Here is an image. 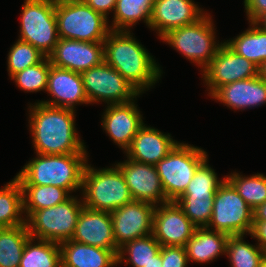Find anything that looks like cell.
Returning <instances> with one entry per match:
<instances>
[{"label": "cell", "instance_id": "6da1fadb", "mask_svg": "<svg viewBox=\"0 0 266 267\" xmlns=\"http://www.w3.org/2000/svg\"><path fill=\"white\" fill-rule=\"evenodd\" d=\"M29 128L35 153L61 155L87 153L78 135L73 109L53 107L37 101L30 104Z\"/></svg>", "mask_w": 266, "mask_h": 267}, {"label": "cell", "instance_id": "7a4b0ae2", "mask_svg": "<svg viewBox=\"0 0 266 267\" xmlns=\"http://www.w3.org/2000/svg\"><path fill=\"white\" fill-rule=\"evenodd\" d=\"M132 31H110L104 40V61L116 69L142 95L163 72L148 50L134 38Z\"/></svg>", "mask_w": 266, "mask_h": 267}, {"label": "cell", "instance_id": "3957f363", "mask_svg": "<svg viewBox=\"0 0 266 267\" xmlns=\"http://www.w3.org/2000/svg\"><path fill=\"white\" fill-rule=\"evenodd\" d=\"M36 156L15 176L21 185H52L69 194L82 189L88 153Z\"/></svg>", "mask_w": 266, "mask_h": 267}, {"label": "cell", "instance_id": "277c9868", "mask_svg": "<svg viewBox=\"0 0 266 267\" xmlns=\"http://www.w3.org/2000/svg\"><path fill=\"white\" fill-rule=\"evenodd\" d=\"M81 191L83 205L93 210L112 212L133 201L124 176L115 164L96 169L87 163Z\"/></svg>", "mask_w": 266, "mask_h": 267}, {"label": "cell", "instance_id": "5b68a950", "mask_svg": "<svg viewBox=\"0 0 266 267\" xmlns=\"http://www.w3.org/2000/svg\"><path fill=\"white\" fill-rule=\"evenodd\" d=\"M58 37L83 42H104L109 19L96 12L83 0L55 2Z\"/></svg>", "mask_w": 266, "mask_h": 267}, {"label": "cell", "instance_id": "8992f818", "mask_svg": "<svg viewBox=\"0 0 266 267\" xmlns=\"http://www.w3.org/2000/svg\"><path fill=\"white\" fill-rule=\"evenodd\" d=\"M214 27L212 16L205 13L196 22L171 29L160 39L203 71L224 43L216 40Z\"/></svg>", "mask_w": 266, "mask_h": 267}, {"label": "cell", "instance_id": "52a82bcc", "mask_svg": "<svg viewBox=\"0 0 266 267\" xmlns=\"http://www.w3.org/2000/svg\"><path fill=\"white\" fill-rule=\"evenodd\" d=\"M208 158L205 150L179 142L156 165L165 197L176 201L187 188L198 167Z\"/></svg>", "mask_w": 266, "mask_h": 267}, {"label": "cell", "instance_id": "ba28073f", "mask_svg": "<svg viewBox=\"0 0 266 267\" xmlns=\"http://www.w3.org/2000/svg\"><path fill=\"white\" fill-rule=\"evenodd\" d=\"M82 199L71 196L53 207L33 211L26 218V226L32 238L62 243L70 240L75 232Z\"/></svg>", "mask_w": 266, "mask_h": 267}, {"label": "cell", "instance_id": "9c48e42d", "mask_svg": "<svg viewBox=\"0 0 266 267\" xmlns=\"http://www.w3.org/2000/svg\"><path fill=\"white\" fill-rule=\"evenodd\" d=\"M206 227L229 236L251 234L253 211L227 179L214 195L212 216Z\"/></svg>", "mask_w": 266, "mask_h": 267}, {"label": "cell", "instance_id": "30bf717a", "mask_svg": "<svg viewBox=\"0 0 266 267\" xmlns=\"http://www.w3.org/2000/svg\"><path fill=\"white\" fill-rule=\"evenodd\" d=\"M20 15L19 39L33 45L46 57L58 42L55 2L24 0Z\"/></svg>", "mask_w": 266, "mask_h": 267}, {"label": "cell", "instance_id": "8fae6325", "mask_svg": "<svg viewBox=\"0 0 266 267\" xmlns=\"http://www.w3.org/2000/svg\"><path fill=\"white\" fill-rule=\"evenodd\" d=\"M89 104H123L136 100L140 92L105 61L81 73ZM136 98V99H135Z\"/></svg>", "mask_w": 266, "mask_h": 267}, {"label": "cell", "instance_id": "7c38bea8", "mask_svg": "<svg viewBox=\"0 0 266 267\" xmlns=\"http://www.w3.org/2000/svg\"><path fill=\"white\" fill-rule=\"evenodd\" d=\"M201 75L211 96L221 86L258 76L259 67L224 42Z\"/></svg>", "mask_w": 266, "mask_h": 267}, {"label": "cell", "instance_id": "4fadbf2b", "mask_svg": "<svg viewBox=\"0 0 266 267\" xmlns=\"http://www.w3.org/2000/svg\"><path fill=\"white\" fill-rule=\"evenodd\" d=\"M155 205L133 200L110 212L116 247L153 234Z\"/></svg>", "mask_w": 266, "mask_h": 267}, {"label": "cell", "instance_id": "5bb4252c", "mask_svg": "<svg viewBox=\"0 0 266 267\" xmlns=\"http://www.w3.org/2000/svg\"><path fill=\"white\" fill-rule=\"evenodd\" d=\"M48 59L53 66L82 73L104 61V44L59 38Z\"/></svg>", "mask_w": 266, "mask_h": 267}, {"label": "cell", "instance_id": "9a60e30c", "mask_svg": "<svg viewBox=\"0 0 266 267\" xmlns=\"http://www.w3.org/2000/svg\"><path fill=\"white\" fill-rule=\"evenodd\" d=\"M133 200L151 203L155 206L169 202L165 197L155 165L140 163L131 159L117 162Z\"/></svg>", "mask_w": 266, "mask_h": 267}, {"label": "cell", "instance_id": "2e32d148", "mask_svg": "<svg viewBox=\"0 0 266 267\" xmlns=\"http://www.w3.org/2000/svg\"><path fill=\"white\" fill-rule=\"evenodd\" d=\"M196 226L175 201L155 207L153 235L161 246H185Z\"/></svg>", "mask_w": 266, "mask_h": 267}, {"label": "cell", "instance_id": "e0dca14e", "mask_svg": "<svg viewBox=\"0 0 266 267\" xmlns=\"http://www.w3.org/2000/svg\"><path fill=\"white\" fill-rule=\"evenodd\" d=\"M102 115V127L106 134L124 153L131 146L134 136L144 125L141 111L135 100L106 106Z\"/></svg>", "mask_w": 266, "mask_h": 267}, {"label": "cell", "instance_id": "ac0fdd59", "mask_svg": "<svg viewBox=\"0 0 266 267\" xmlns=\"http://www.w3.org/2000/svg\"><path fill=\"white\" fill-rule=\"evenodd\" d=\"M47 93L53 97L39 102L61 108L75 110V106L89 104L81 73L51 65L48 73Z\"/></svg>", "mask_w": 266, "mask_h": 267}, {"label": "cell", "instance_id": "d6986e66", "mask_svg": "<svg viewBox=\"0 0 266 267\" xmlns=\"http://www.w3.org/2000/svg\"><path fill=\"white\" fill-rule=\"evenodd\" d=\"M205 13L193 0H155L149 28L161 38L171 29L196 22Z\"/></svg>", "mask_w": 266, "mask_h": 267}, {"label": "cell", "instance_id": "ffe728a7", "mask_svg": "<svg viewBox=\"0 0 266 267\" xmlns=\"http://www.w3.org/2000/svg\"><path fill=\"white\" fill-rule=\"evenodd\" d=\"M71 240L103 249L118 250L110 212L83 206Z\"/></svg>", "mask_w": 266, "mask_h": 267}, {"label": "cell", "instance_id": "44dd1931", "mask_svg": "<svg viewBox=\"0 0 266 267\" xmlns=\"http://www.w3.org/2000/svg\"><path fill=\"white\" fill-rule=\"evenodd\" d=\"M178 143L179 141L171 138V134H166L144 124L134 136L131 146L125 153L128 159L156 165Z\"/></svg>", "mask_w": 266, "mask_h": 267}, {"label": "cell", "instance_id": "7402d4cb", "mask_svg": "<svg viewBox=\"0 0 266 267\" xmlns=\"http://www.w3.org/2000/svg\"><path fill=\"white\" fill-rule=\"evenodd\" d=\"M210 97L230 109L245 110L266 104V81L259 75L219 87Z\"/></svg>", "mask_w": 266, "mask_h": 267}, {"label": "cell", "instance_id": "603a6c76", "mask_svg": "<svg viewBox=\"0 0 266 267\" xmlns=\"http://www.w3.org/2000/svg\"><path fill=\"white\" fill-rule=\"evenodd\" d=\"M60 245L61 267H114L118 250L103 249L68 240Z\"/></svg>", "mask_w": 266, "mask_h": 267}, {"label": "cell", "instance_id": "cb8c5ba5", "mask_svg": "<svg viewBox=\"0 0 266 267\" xmlns=\"http://www.w3.org/2000/svg\"><path fill=\"white\" fill-rule=\"evenodd\" d=\"M228 238L229 235L225 233L210 230L207 227H197L184 246L188 261L209 263L219 255H226Z\"/></svg>", "mask_w": 266, "mask_h": 267}, {"label": "cell", "instance_id": "d4e9b609", "mask_svg": "<svg viewBox=\"0 0 266 267\" xmlns=\"http://www.w3.org/2000/svg\"><path fill=\"white\" fill-rule=\"evenodd\" d=\"M249 24L250 28L224 42L235 53L260 67L266 61V31L254 22H249Z\"/></svg>", "mask_w": 266, "mask_h": 267}, {"label": "cell", "instance_id": "484cf974", "mask_svg": "<svg viewBox=\"0 0 266 267\" xmlns=\"http://www.w3.org/2000/svg\"><path fill=\"white\" fill-rule=\"evenodd\" d=\"M155 0H117L111 31H130L138 21H144L149 28Z\"/></svg>", "mask_w": 266, "mask_h": 267}, {"label": "cell", "instance_id": "4316f807", "mask_svg": "<svg viewBox=\"0 0 266 267\" xmlns=\"http://www.w3.org/2000/svg\"><path fill=\"white\" fill-rule=\"evenodd\" d=\"M23 214V190L21 183L14 177L0 189V228L26 224Z\"/></svg>", "mask_w": 266, "mask_h": 267}, {"label": "cell", "instance_id": "83f0119b", "mask_svg": "<svg viewBox=\"0 0 266 267\" xmlns=\"http://www.w3.org/2000/svg\"><path fill=\"white\" fill-rule=\"evenodd\" d=\"M19 267H61L60 245L30 237L23 249Z\"/></svg>", "mask_w": 266, "mask_h": 267}, {"label": "cell", "instance_id": "f1b7e54d", "mask_svg": "<svg viewBox=\"0 0 266 267\" xmlns=\"http://www.w3.org/2000/svg\"><path fill=\"white\" fill-rule=\"evenodd\" d=\"M30 237L26 224L0 228V267H19Z\"/></svg>", "mask_w": 266, "mask_h": 267}, {"label": "cell", "instance_id": "f546056e", "mask_svg": "<svg viewBox=\"0 0 266 267\" xmlns=\"http://www.w3.org/2000/svg\"><path fill=\"white\" fill-rule=\"evenodd\" d=\"M23 190L24 214L27 218L33 211L53 207L71 195L63 188L52 185H21Z\"/></svg>", "mask_w": 266, "mask_h": 267}, {"label": "cell", "instance_id": "4dcf8cb0", "mask_svg": "<svg viewBox=\"0 0 266 267\" xmlns=\"http://www.w3.org/2000/svg\"><path fill=\"white\" fill-rule=\"evenodd\" d=\"M161 247L153 234L134 239L119 248L117 264L124 262L125 264L131 263L133 267H144L155 260V256L160 252Z\"/></svg>", "mask_w": 266, "mask_h": 267}, {"label": "cell", "instance_id": "1f68e13d", "mask_svg": "<svg viewBox=\"0 0 266 267\" xmlns=\"http://www.w3.org/2000/svg\"><path fill=\"white\" fill-rule=\"evenodd\" d=\"M245 235L229 236L226 255L231 267H260L266 253L259 245L244 241Z\"/></svg>", "mask_w": 266, "mask_h": 267}, {"label": "cell", "instance_id": "d6a6232c", "mask_svg": "<svg viewBox=\"0 0 266 267\" xmlns=\"http://www.w3.org/2000/svg\"><path fill=\"white\" fill-rule=\"evenodd\" d=\"M225 177L252 210L266 201V176L263 173L248 177L233 172Z\"/></svg>", "mask_w": 266, "mask_h": 267}, {"label": "cell", "instance_id": "836d02e7", "mask_svg": "<svg viewBox=\"0 0 266 267\" xmlns=\"http://www.w3.org/2000/svg\"><path fill=\"white\" fill-rule=\"evenodd\" d=\"M175 202L196 227H206L209 224L214 195L182 194Z\"/></svg>", "mask_w": 266, "mask_h": 267}, {"label": "cell", "instance_id": "e575fe53", "mask_svg": "<svg viewBox=\"0 0 266 267\" xmlns=\"http://www.w3.org/2000/svg\"><path fill=\"white\" fill-rule=\"evenodd\" d=\"M50 67V61L45 56L39 63L17 72L10 78L26 93L46 91Z\"/></svg>", "mask_w": 266, "mask_h": 267}, {"label": "cell", "instance_id": "d590c367", "mask_svg": "<svg viewBox=\"0 0 266 267\" xmlns=\"http://www.w3.org/2000/svg\"><path fill=\"white\" fill-rule=\"evenodd\" d=\"M9 76L39 63L45 55L28 42L18 39L7 55Z\"/></svg>", "mask_w": 266, "mask_h": 267}, {"label": "cell", "instance_id": "8d00e7d4", "mask_svg": "<svg viewBox=\"0 0 266 267\" xmlns=\"http://www.w3.org/2000/svg\"><path fill=\"white\" fill-rule=\"evenodd\" d=\"M208 161L207 158L198 167L183 194L215 195L218 187L225 181L226 177H223L222 180L218 179L217 173L209 166Z\"/></svg>", "mask_w": 266, "mask_h": 267}, {"label": "cell", "instance_id": "74e56055", "mask_svg": "<svg viewBox=\"0 0 266 267\" xmlns=\"http://www.w3.org/2000/svg\"><path fill=\"white\" fill-rule=\"evenodd\" d=\"M160 254L162 267H187L189 262L183 246H162Z\"/></svg>", "mask_w": 266, "mask_h": 267}, {"label": "cell", "instance_id": "f35d334b", "mask_svg": "<svg viewBox=\"0 0 266 267\" xmlns=\"http://www.w3.org/2000/svg\"><path fill=\"white\" fill-rule=\"evenodd\" d=\"M245 13L249 22H254L266 13V0H244Z\"/></svg>", "mask_w": 266, "mask_h": 267}, {"label": "cell", "instance_id": "ab89813d", "mask_svg": "<svg viewBox=\"0 0 266 267\" xmlns=\"http://www.w3.org/2000/svg\"><path fill=\"white\" fill-rule=\"evenodd\" d=\"M88 6L96 12L102 14L106 19L110 11H114L117 0H83Z\"/></svg>", "mask_w": 266, "mask_h": 267}, {"label": "cell", "instance_id": "60d3db41", "mask_svg": "<svg viewBox=\"0 0 266 267\" xmlns=\"http://www.w3.org/2000/svg\"><path fill=\"white\" fill-rule=\"evenodd\" d=\"M250 236L257 240V244L266 253V221H253Z\"/></svg>", "mask_w": 266, "mask_h": 267}, {"label": "cell", "instance_id": "b9f144b4", "mask_svg": "<svg viewBox=\"0 0 266 267\" xmlns=\"http://www.w3.org/2000/svg\"><path fill=\"white\" fill-rule=\"evenodd\" d=\"M253 211V221H266V201Z\"/></svg>", "mask_w": 266, "mask_h": 267}, {"label": "cell", "instance_id": "7bdbcfd3", "mask_svg": "<svg viewBox=\"0 0 266 267\" xmlns=\"http://www.w3.org/2000/svg\"><path fill=\"white\" fill-rule=\"evenodd\" d=\"M254 23L259 26L262 30L266 31V13L258 17Z\"/></svg>", "mask_w": 266, "mask_h": 267}, {"label": "cell", "instance_id": "ee69618b", "mask_svg": "<svg viewBox=\"0 0 266 267\" xmlns=\"http://www.w3.org/2000/svg\"><path fill=\"white\" fill-rule=\"evenodd\" d=\"M162 260H161V254L160 252L155 256V260L149 262L147 265L144 267H162Z\"/></svg>", "mask_w": 266, "mask_h": 267}, {"label": "cell", "instance_id": "f6af8a7d", "mask_svg": "<svg viewBox=\"0 0 266 267\" xmlns=\"http://www.w3.org/2000/svg\"><path fill=\"white\" fill-rule=\"evenodd\" d=\"M259 76L266 81V61L259 67Z\"/></svg>", "mask_w": 266, "mask_h": 267}, {"label": "cell", "instance_id": "bcb514c9", "mask_svg": "<svg viewBox=\"0 0 266 267\" xmlns=\"http://www.w3.org/2000/svg\"><path fill=\"white\" fill-rule=\"evenodd\" d=\"M260 267H266V256L264 257Z\"/></svg>", "mask_w": 266, "mask_h": 267}, {"label": "cell", "instance_id": "7dc6e473", "mask_svg": "<svg viewBox=\"0 0 266 267\" xmlns=\"http://www.w3.org/2000/svg\"><path fill=\"white\" fill-rule=\"evenodd\" d=\"M49 1L59 2V1H65V0H49Z\"/></svg>", "mask_w": 266, "mask_h": 267}]
</instances>
